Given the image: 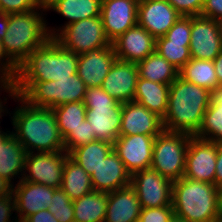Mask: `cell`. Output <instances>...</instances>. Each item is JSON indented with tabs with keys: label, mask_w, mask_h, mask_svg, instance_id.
<instances>
[{
	"label": "cell",
	"mask_w": 222,
	"mask_h": 222,
	"mask_svg": "<svg viewBox=\"0 0 222 222\" xmlns=\"http://www.w3.org/2000/svg\"><path fill=\"white\" fill-rule=\"evenodd\" d=\"M11 99L19 103L9 115H12V131L27 153L64 150V140L52 109L30 106L14 93Z\"/></svg>",
	"instance_id": "obj_1"
},
{
	"label": "cell",
	"mask_w": 222,
	"mask_h": 222,
	"mask_svg": "<svg viewBox=\"0 0 222 222\" xmlns=\"http://www.w3.org/2000/svg\"><path fill=\"white\" fill-rule=\"evenodd\" d=\"M211 91L178 76L169 87L164 130L195 136L209 107Z\"/></svg>",
	"instance_id": "obj_2"
},
{
	"label": "cell",
	"mask_w": 222,
	"mask_h": 222,
	"mask_svg": "<svg viewBox=\"0 0 222 222\" xmlns=\"http://www.w3.org/2000/svg\"><path fill=\"white\" fill-rule=\"evenodd\" d=\"M221 190L215 184L180 178L172 185L174 214L187 222L220 220Z\"/></svg>",
	"instance_id": "obj_3"
},
{
	"label": "cell",
	"mask_w": 222,
	"mask_h": 222,
	"mask_svg": "<svg viewBox=\"0 0 222 222\" xmlns=\"http://www.w3.org/2000/svg\"><path fill=\"white\" fill-rule=\"evenodd\" d=\"M78 57L53 38L33 50L19 65L15 82L58 81L77 74Z\"/></svg>",
	"instance_id": "obj_4"
},
{
	"label": "cell",
	"mask_w": 222,
	"mask_h": 222,
	"mask_svg": "<svg viewBox=\"0 0 222 222\" xmlns=\"http://www.w3.org/2000/svg\"><path fill=\"white\" fill-rule=\"evenodd\" d=\"M46 12V6L41 4L33 11L8 14V27L2 44L18 66L33 50L51 38L47 29Z\"/></svg>",
	"instance_id": "obj_5"
},
{
	"label": "cell",
	"mask_w": 222,
	"mask_h": 222,
	"mask_svg": "<svg viewBox=\"0 0 222 222\" xmlns=\"http://www.w3.org/2000/svg\"><path fill=\"white\" fill-rule=\"evenodd\" d=\"M87 87L78 74L58 81L14 82L13 92L30 106L53 109L65 103L83 101Z\"/></svg>",
	"instance_id": "obj_6"
},
{
	"label": "cell",
	"mask_w": 222,
	"mask_h": 222,
	"mask_svg": "<svg viewBox=\"0 0 222 222\" xmlns=\"http://www.w3.org/2000/svg\"><path fill=\"white\" fill-rule=\"evenodd\" d=\"M83 103L87 108L86 120L91 124L96 139L114 145L120 133L122 103L101 87L87 88Z\"/></svg>",
	"instance_id": "obj_7"
},
{
	"label": "cell",
	"mask_w": 222,
	"mask_h": 222,
	"mask_svg": "<svg viewBox=\"0 0 222 222\" xmlns=\"http://www.w3.org/2000/svg\"><path fill=\"white\" fill-rule=\"evenodd\" d=\"M191 135L163 130L155 138L151 168L171 182L184 176Z\"/></svg>",
	"instance_id": "obj_8"
},
{
	"label": "cell",
	"mask_w": 222,
	"mask_h": 222,
	"mask_svg": "<svg viewBox=\"0 0 222 222\" xmlns=\"http://www.w3.org/2000/svg\"><path fill=\"white\" fill-rule=\"evenodd\" d=\"M53 39L65 49L74 51L78 55L111 45L105 35L101 16L70 23Z\"/></svg>",
	"instance_id": "obj_9"
},
{
	"label": "cell",
	"mask_w": 222,
	"mask_h": 222,
	"mask_svg": "<svg viewBox=\"0 0 222 222\" xmlns=\"http://www.w3.org/2000/svg\"><path fill=\"white\" fill-rule=\"evenodd\" d=\"M67 156L65 150L27 153L22 180L60 188Z\"/></svg>",
	"instance_id": "obj_10"
},
{
	"label": "cell",
	"mask_w": 222,
	"mask_h": 222,
	"mask_svg": "<svg viewBox=\"0 0 222 222\" xmlns=\"http://www.w3.org/2000/svg\"><path fill=\"white\" fill-rule=\"evenodd\" d=\"M130 185L142 209L172 205L173 182L151 167L131 175Z\"/></svg>",
	"instance_id": "obj_11"
},
{
	"label": "cell",
	"mask_w": 222,
	"mask_h": 222,
	"mask_svg": "<svg viewBox=\"0 0 222 222\" xmlns=\"http://www.w3.org/2000/svg\"><path fill=\"white\" fill-rule=\"evenodd\" d=\"M216 159L217 143L191 136L183 177L214 184Z\"/></svg>",
	"instance_id": "obj_12"
},
{
	"label": "cell",
	"mask_w": 222,
	"mask_h": 222,
	"mask_svg": "<svg viewBox=\"0 0 222 222\" xmlns=\"http://www.w3.org/2000/svg\"><path fill=\"white\" fill-rule=\"evenodd\" d=\"M156 136L136 134L119 136L116 139L113 145L114 150L131 175L151 167Z\"/></svg>",
	"instance_id": "obj_13"
},
{
	"label": "cell",
	"mask_w": 222,
	"mask_h": 222,
	"mask_svg": "<svg viewBox=\"0 0 222 222\" xmlns=\"http://www.w3.org/2000/svg\"><path fill=\"white\" fill-rule=\"evenodd\" d=\"M138 2L139 0H102L100 16L110 43L137 25Z\"/></svg>",
	"instance_id": "obj_14"
},
{
	"label": "cell",
	"mask_w": 222,
	"mask_h": 222,
	"mask_svg": "<svg viewBox=\"0 0 222 222\" xmlns=\"http://www.w3.org/2000/svg\"><path fill=\"white\" fill-rule=\"evenodd\" d=\"M181 15L167 0H139L137 24L155 39L164 36Z\"/></svg>",
	"instance_id": "obj_15"
},
{
	"label": "cell",
	"mask_w": 222,
	"mask_h": 222,
	"mask_svg": "<svg viewBox=\"0 0 222 222\" xmlns=\"http://www.w3.org/2000/svg\"><path fill=\"white\" fill-rule=\"evenodd\" d=\"M190 39L191 58L213 61L222 50V39L213 19L192 16Z\"/></svg>",
	"instance_id": "obj_16"
},
{
	"label": "cell",
	"mask_w": 222,
	"mask_h": 222,
	"mask_svg": "<svg viewBox=\"0 0 222 222\" xmlns=\"http://www.w3.org/2000/svg\"><path fill=\"white\" fill-rule=\"evenodd\" d=\"M56 189L43 185L21 180L13 185L15 199V215L18 222H23L28 216L50 207L51 198Z\"/></svg>",
	"instance_id": "obj_17"
},
{
	"label": "cell",
	"mask_w": 222,
	"mask_h": 222,
	"mask_svg": "<svg viewBox=\"0 0 222 222\" xmlns=\"http://www.w3.org/2000/svg\"><path fill=\"white\" fill-rule=\"evenodd\" d=\"M138 77L136 63L116 58L101 88L120 103L134 101Z\"/></svg>",
	"instance_id": "obj_18"
},
{
	"label": "cell",
	"mask_w": 222,
	"mask_h": 222,
	"mask_svg": "<svg viewBox=\"0 0 222 222\" xmlns=\"http://www.w3.org/2000/svg\"><path fill=\"white\" fill-rule=\"evenodd\" d=\"M163 130L162 118L149 111L145 106L134 101L122 103L119 136L158 135Z\"/></svg>",
	"instance_id": "obj_19"
},
{
	"label": "cell",
	"mask_w": 222,
	"mask_h": 222,
	"mask_svg": "<svg viewBox=\"0 0 222 222\" xmlns=\"http://www.w3.org/2000/svg\"><path fill=\"white\" fill-rule=\"evenodd\" d=\"M111 44L117 59L138 63L155 52L156 39L137 24Z\"/></svg>",
	"instance_id": "obj_20"
},
{
	"label": "cell",
	"mask_w": 222,
	"mask_h": 222,
	"mask_svg": "<svg viewBox=\"0 0 222 222\" xmlns=\"http://www.w3.org/2000/svg\"><path fill=\"white\" fill-rule=\"evenodd\" d=\"M115 60L116 54L112 44L89 51L79 55L77 74L87 88L101 87Z\"/></svg>",
	"instance_id": "obj_21"
},
{
	"label": "cell",
	"mask_w": 222,
	"mask_h": 222,
	"mask_svg": "<svg viewBox=\"0 0 222 222\" xmlns=\"http://www.w3.org/2000/svg\"><path fill=\"white\" fill-rule=\"evenodd\" d=\"M93 190L113 192L130 185L131 174L113 149L91 174Z\"/></svg>",
	"instance_id": "obj_22"
},
{
	"label": "cell",
	"mask_w": 222,
	"mask_h": 222,
	"mask_svg": "<svg viewBox=\"0 0 222 222\" xmlns=\"http://www.w3.org/2000/svg\"><path fill=\"white\" fill-rule=\"evenodd\" d=\"M26 156L27 151L16 139L13 131L6 130L0 134V175L13 185L14 179L17 183L22 180Z\"/></svg>",
	"instance_id": "obj_23"
},
{
	"label": "cell",
	"mask_w": 222,
	"mask_h": 222,
	"mask_svg": "<svg viewBox=\"0 0 222 222\" xmlns=\"http://www.w3.org/2000/svg\"><path fill=\"white\" fill-rule=\"evenodd\" d=\"M140 201L134 188L128 185L108 193V204L104 222H138Z\"/></svg>",
	"instance_id": "obj_24"
},
{
	"label": "cell",
	"mask_w": 222,
	"mask_h": 222,
	"mask_svg": "<svg viewBox=\"0 0 222 222\" xmlns=\"http://www.w3.org/2000/svg\"><path fill=\"white\" fill-rule=\"evenodd\" d=\"M102 0H52L46 10L57 12L65 17L67 21L62 26H47L51 38H53L63 27L70 23L83 19L100 16ZM53 27V28H52Z\"/></svg>",
	"instance_id": "obj_25"
},
{
	"label": "cell",
	"mask_w": 222,
	"mask_h": 222,
	"mask_svg": "<svg viewBox=\"0 0 222 222\" xmlns=\"http://www.w3.org/2000/svg\"><path fill=\"white\" fill-rule=\"evenodd\" d=\"M170 85L138 78L134 102L145 106L160 118H164L168 108Z\"/></svg>",
	"instance_id": "obj_26"
},
{
	"label": "cell",
	"mask_w": 222,
	"mask_h": 222,
	"mask_svg": "<svg viewBox=\"0 0 222 222\" xmlns=\"http://www.w3.org/2000/svg\"><path fill=\"white\" fill-rule=\"evenodd\" d=\"M195 136L222 144V86L211 91L209 107Z\"/></svg>",
	"instance_id": "obj_27"
},
{
	"label": "cell",
	"mask_w": 222,
	"mask_h": 222,
	"mask_svg": "<svg viewBox=\"0 0 222 222\" xmlns=\"http://www.w3.org/2000/svg\"><path fill=\"white\" fill-rule=\"evenodd\" d=\"M108 204V193L91 191L73 200L74 222H104Z\"/></svg>",
	"instance_id": "obj_28"
},
{
	"label": "cell",
	"mask_w": 222,
	"mask_h": 222,
	"mask_svg": "<svg viewBox=\"0 0 222 222\" xmlns=\"http://www.w3.org/2000/svg\"><path fill=\"white\" fill-rule=\"evenodd\" d=\"M138 78L171 85L179 76V70L156 51L136 63Z\"/></svg>",
	"instance_id": "obj_29"
},
{
	"label": "cell",
	"mask_w": 222,
	"mask_h": 222,
	"mask_svg": "<svg viewBox=\"0 0 222 222\" xmlns=\"http://www.w3.org/2000/svg\"><path fill=\"white\" fill-rule=\"evenodd\" d=\"M60 188L72 201L93 191L91 175L74 162L69 155L66 157Z\"/></svg>",
	"instance_id": "obj_30"
},
{
	"label": "cell",
	"mask_w": 222,
	"mask_h": 222,
	"mask_svg": "<svg viewBox=\"0 0 222 222\" xmlns=\"http://www.w3.org/2000/svg\"><path fill=\"white\" fill-rule=\"evenodd\" d=\"M113 149V144L96 140L71 150L68 155L91 175Z\"/></svg>",
	"instance_id": "obj_31"
},
{
	"label": "cell",
	"mask_w": 222,
	"mask_h": 222,
	"mask_svg": "<svg viewBox=\"0 0 222 222\" xmlns=\"http://www.w3.org/2000/svg\"><path fill=\"white\" fill-rule=\"evenodd\" d=\"M179 76L209 91H213L218 86L214 64L211 60L192 58L179 70Z\"/></svg>",
	"instance_id": "obj_32"
},
{
	"label": "cell",
	"mask_w": 222,
	"mask_h": 222,
	"mask_svg": "<svg viewBox=\"0 0 222 222\" xmlns=\"http://www.w3.org/2000/svg\"><path fill=\"white\" fill-rule=\"evenodd\" d=\"M83 101L65 103L52 109L63 139L86 119Z\"/></svg>",
	"instance_id": "obj_33"
},
{
	"label": "cell",
	"mask_w": 222,
	"mask_h": 222,
	"mask_svg": "<svg viewBox=\"0 0 222 222\" xmlns=\"http://www.w3.org/2000/svg\"><path fill=\"white\" fill-rule=\"evenodd\" d=\"M189 44L190 42H171L162 36L156 39L155 51L180 70L192 59Z\"/></svg>",
	"instance_id": "obj_34"
},
{
	"label": "cell",
	"mask_w": 222,
	"mask_h": 222,
	"mask_svg": "<svg viewBox=\"0 0 222 222\" xmlns=\"http://www.w3.org/2000/svg\"><path fill=\"white\" fill-rule=\"evenodd\" d=\"M50 202V207H47V209L58 222H74L73 201L61 188L54 191Z\"/></svg>",
	"instance_id": "obj_35"
},
{
	"label": "cell",
	"mask_w": 222,
	"mask_h": 222,
	"mask_svg": "<svg viewBox=\"0 0 222 222\" xmlns=\"http://www.w3.org/2000/svg\"><path fill=\"white\" fill-rule=\"evenodd\" d=\"M64 150L69 153L71 150L96 141L94 131H92L91 124L88 120H84L81 124L71 130L70 133L63 139Z\"/></svg>",
	"instance_id": "obj_36"
},
{
	"label": "cell",
	"mask_w": 222,
	"mask_h": 222,
	"mask_svg": "<svg viewBox=\"0 0 222 222\" xmlns=\"http://www.w3.org/2000/svg\"><path fill=\"white\" fill-rule=\"evenodd\" d=\"M191 17L181 16L176 23L164 35L171 42H190Z\"/></svg>",
	"instance_id": "obj_37"
},
{
	"label": "cell",
	"mask_w": 222,
	"mask_h": 222,
	"mask_svg": "<svg viewBox=\"0 0 222 222\" xmlns=\"http://www.w3.org/2000/svg\"><path fill=\"white\" fill-rule=\"evenodd\" d=\"M174 215L172 205L141 209L138 222H169Z\"/></svg>",
	"instance_id": "obj_38"
},
{
	"label": "cell",
	"mask_w": 222,
	"mask_h": 222,
	"mask_svg": "<svg viewBox=\"0 0 222 222\" xmlns=\"http://www.w3.org/2000/svg\"><path fill=\"white\" fill-rule=\"evenodd\" d=\"M42 2L40 0H0V11L10 13H24L37 9Z\"/></svg>",
	"instance_id": "obj_39"
},
{
	"label": "cell",
	"mask_w": 222,
	"mask_h": 222,
	"mask_svg": "<svg viewBox=\"0 0 222 222\" xmlns=\"http://www.w3.org/2000/svg\"><path fill=\"white\" fill-rule=\"evenodd\" d=\"M184 17L200 16L203 0H167Z\"/></svg>",
	"instance_id": "obj_40"
},
{
	"label": "cell",
	"mask_w": 222,
	"mask_h": 222,
	"mask_svg": "<svg viewBox=\"0 0 222 222\" xmlns=\"http://www.w3.org/2000/svg\"><path fill=\"white\" fill-rule=\"evenodd\" d=\"M0 71L12 83L15 82L19 71V66L6 53L2 42H0Z\"/></svg>",
	"instance_id": "obj_41"
},
{
	"label": "cell",
	"mask_w": 222,
	"mask_h": 222,
	"mask_svg": "<svg viewBox=\"0 0 222 222\" xmlns=\"http://www.w3.org/2000/svg\"><path fill=\"white\" fill-rule=\"evenodd\" d=\"M13 212H16L13 194L0 197V222H18L17 217L12 216Z\"/></svg>",
	"instance_id": "obj_42"
},
{
	"label": "cell",
	"mask_w": 222,
	"mask_h": 222,
	"mask_svg": "<svg viewBox=\"0 0 222 222\" xmlns=\"http://www.w3.org/2000/svg\"><path fill=\"white\" fill-rule=\"evenodd\" d=\"M200 16L213 20L222 18V0H203Z\"/></svg>",
	"instance_id": "obj_43"
},
{
	"label": "cell",
	"mask_w": 222,
	"mask_h": 222,
	"mask_svg": "<svg viewBox=\"0 0 222 222\" xmlns=\"http://www.w3.org/2000/svg\"><path fill=\"white\" fill-rule=\"evenodd\" d=\"M23 222H58V220L48 209H45L28 216Z\"/></svg>",
	"instance_id": "obj_44"
},
{
	"label": "cell",
	"mask_w": 222,
	"mask_h": 222,
	"mask_svg": "<svg viewBox=\"0 0 222 222\" xmlns=\"http://www.w3.org/2000/svg\"><path fill=\"white\" fill-rule=\"evenodd\" d=\"M214 184L222 191V144H217V159Z\"/></svg>",
	"instance_id": "obj_45"
},
{
	"label": "cell",
	"mask_w": 222,
	"mask_h": 222,
	"mask_svg": "<svg viewBox=\"0 0 222 222\" xmlns=\"http://www.w3.org/2000/svg\"><path fill=\"white\" fill-rule=\"evenodd\" d=\"M6 92L8 95V98L11 97L13 92V83L0 71V92Z\"/></svg>",
	"instance_id": "obj_46"
},
{
	"label": "cell",
	"mask_w": 222,
	"mask_h": 222,
	"mask_svg": "<svg viewBox=\"0 0 222 222\" xmlns=\"http://www.w3.org/2000/svg\"><path fill=\"white\" fill-rule=\"evenodd\" d=\"M13 184L0 175V197L12 195Z\"/></svg>",
	"instance_id": "obj_47"
},
{
	"label": "cell",
	"mask_w": 222,
	"mask_h": 222,
	"mask_svg": "<svg viewBox=\"0 0 222 222\" xmlns=\"http://www.w3.org/2000/svg\"><path fill=\"white\" fill-rule=\"evenodd\" d=\"M216 77L218 79V85L222 86V50L218 56L213 60Z\"/></svg>",
	"instance_id": "obj_48"
},
{
	"label": "cell",
	"mask_w": 222,
	"mask_h": 222,
	"mask_svg": "<svg viewBox=\"0 0 222 222\" xmlns=\"http://www.w3.org/2000/svg\"><path fill=\"white\" fill-rule=\"evenodd\" d=\"M8 27V14L0 11V42L6 35Z\"/></svg>",
	"instance_id": "obj_49"
},
{
	"label": "cell",
	"mask_w": 222,
	"mask_h": 222,
	"mask_svg": "<svg viewBox=\"0 0 222 222\" xmlns=\"http://www.w3.org/2000/svg\"><path fill=\"white\" fill-rule=\"evenodd\" d=\"M215 21H216V24H217L218 32H219L220 37L222 39V18H219Z\"/></svg>",
	"instance_id": "obj_50"
},
{
	"label": "cell",
	"mask_w": 222,
	"mask_h": 222,
	"mask_svg": "<svg viewBox=\"0 0 222 222\" xmlns=\"http://www.w3.org/2000/svg\"><path fill=\"white\" fill-rule=\"evenodd\" d=\"M169 222H187V221L174 214Z\"/></svg>",
	"instance_id": "obj_51"
},
{
	"label": "cell",
	"mask_w": 222,
	"mask_h": 222,
	"mask_svg": "<svg viewBox=\"0 0 222 222\" xmlns=\"http://www.w3.org/2000/svg\"><path fill=\"white\" fill-rule=\"evenodd\" d=\"M220 220H222V191H221V205H220Z\"/></svg>",
	"instance_id": "obj_52"
},
{
	"label": "cell",
	"mask_w": 222,
	"mask_h": 222,
	"mask_svg": "<svg viewBox=\"0 0 222 222\" xmlns=\"http://www.w3.org/2000/svg\"><path fill=\"white\" fill-rule=\"evenodd\" d=\"M51 1H52V0H44V1L42 2V4H43L44 6H47Z\"/></svg>",
	"instance_id": "obj_53"
}]
</instances>
